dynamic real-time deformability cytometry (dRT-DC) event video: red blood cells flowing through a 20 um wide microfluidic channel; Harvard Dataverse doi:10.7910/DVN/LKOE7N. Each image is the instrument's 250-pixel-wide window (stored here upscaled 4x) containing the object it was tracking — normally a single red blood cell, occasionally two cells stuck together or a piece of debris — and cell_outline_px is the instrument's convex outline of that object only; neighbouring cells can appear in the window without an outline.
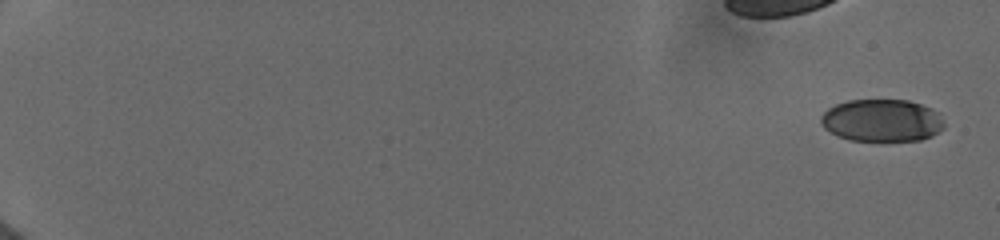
{"species": "human", "species_latin": "Homo sapiens", "temperature_condition": "cold", "stored_images_in_passage": 24, "camera_frame_rate_fps": 3000, "um_per_image_px": 0.085, "donor": {"sex": "female"}, "frame": {"image": 1, "passage_image": 1, "time_ms": 0.0, "image_size_px": [1000, 240], "cell_outline_px": [[944, 128], [932, 136], [920, 140], [848, 140], [824, 128], [820, 120], [820, 116], [828, 108], [836, 104], [848, 100], [908, 100], [932, 108], [940, 112], [944, 124]], "centroid_in_image_um": [74.99, 10.22], "position_along_channel_um": 10.0, "area_um2": 30.46}}
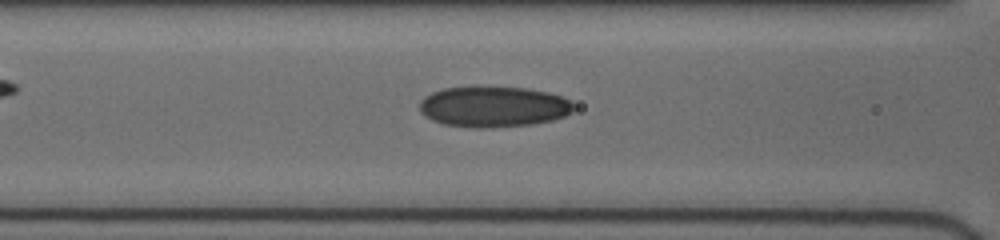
{"frame": {"image": 2, "passage_image": 20, "time_ms": 8.333, "image_size_px": [1000, 240], "cell_outline_px": [[576, 108], [572, 112], [564, 116], [552, 120], [532, 124], [480, 128], [472, 128], [444, 124], [432, 120], [420, 112], [420, 100], [424, 96], [432, 92], [444, 88], [524, 88], [548, 92], [560, 96], [568, 100]], "centroid_in_image_um": [41.93, 9.09], "position_along_channel_um": 124.7, "area_um2": 36.13}}
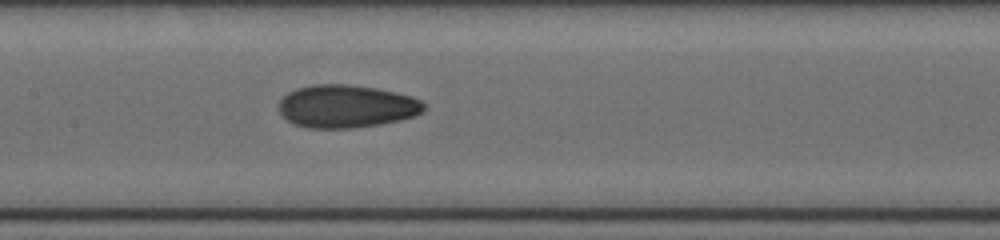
{"frame": {"image": 3, "passage_image": 24, "time_ms": 9.667, "image_size_px": [1000, 240], "cell_outline_px": [[424, 112], [400, 120], [380, 124], [352, 128], [308, 128], [292, 124], [280, 112], [280, 100], [288, 92], [296, 88], [312, 84], [348, 84], [376, 88], [396, 92], [412, 96], [420, 100], [424, 104]], "centroid_in_image_um": [29.44, 9.03], "position_along_channel_um": 178.0, "area_um2": 36.3}}